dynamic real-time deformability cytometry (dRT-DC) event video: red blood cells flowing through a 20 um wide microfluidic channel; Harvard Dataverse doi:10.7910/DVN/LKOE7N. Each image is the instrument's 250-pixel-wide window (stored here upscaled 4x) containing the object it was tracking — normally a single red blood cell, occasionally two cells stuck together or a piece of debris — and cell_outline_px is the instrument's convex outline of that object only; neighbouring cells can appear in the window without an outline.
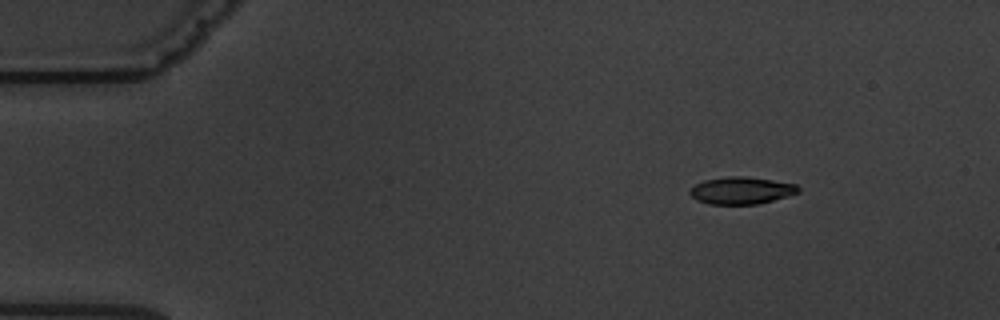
{"species": "common noctule bat (a hibernating species)", "species_latin": "Nyctalus noctula", "temperature_condition": "warm", "stored_images_in_passage": 6, "camera_frame_rate_fps": 3000, "um_per_image_px": 0.085, "animal": {"sex": "male", "body_mass_g": 19.5, "forearm_length_mm": 54.6}, "frame": {"image": 1, "passage_image": 2, "time_ms": 2.333, "image_size_px": [1000, 320], "cell_outline_px": [[800, 192], [788, 196], [756, 204], [708, 204], [696, 200], [688, 192], [696, 184], [704, 180], [728, 176], [744, 176], [772, 180], [796, 184], [800, 188]], "centroid_in_image_um": [63.01, 16.19], "position_along_channel_um": 22.0, "area_um2": 17.11}}
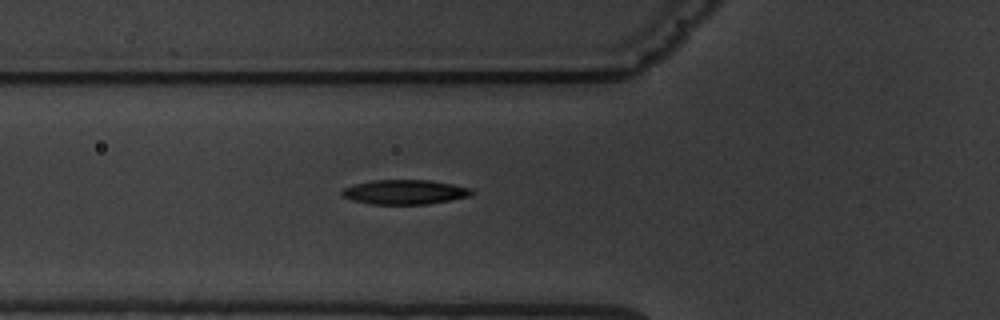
{"frame": {"image": 2, "passage_image": 6, "time_ms": 6.667, "image_size_px": [1000, 320], "cell_outline_px": [[476, 192], [472, 196], [428, 204], [372, 204], [352, 200], [344, 196], [340, 192], [344, 188], [356, 184], [372, 180], [432, 180], [472, 188]], "centroid_in_image_um": [34.48, 16.32], "position_along_channel_um": 91.3, "area_um2": 18.61}}